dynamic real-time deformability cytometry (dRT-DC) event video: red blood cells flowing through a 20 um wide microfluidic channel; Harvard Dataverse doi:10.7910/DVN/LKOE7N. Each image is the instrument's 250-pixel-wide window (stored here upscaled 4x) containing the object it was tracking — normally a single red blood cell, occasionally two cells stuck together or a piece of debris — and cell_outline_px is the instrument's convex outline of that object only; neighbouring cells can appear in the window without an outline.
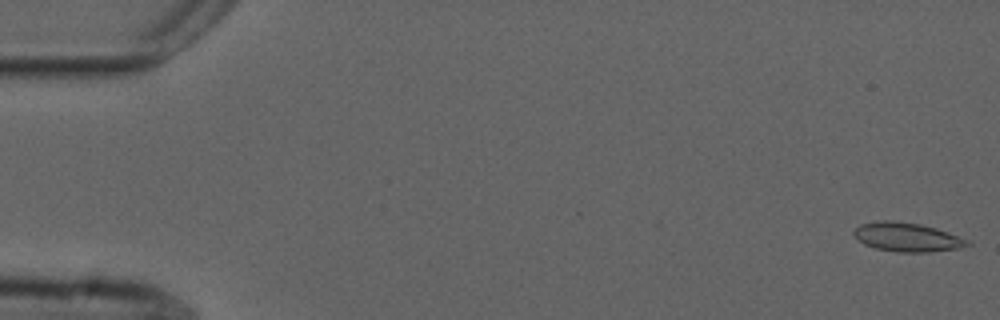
{"species": "common noctule bat (a hibernating species)", "species_latin": "Nyctalus noctula", "temperature_condition": "cold", "stored_images_in_passage": 54, "camera_frame_rate_fps": 3000, "um_per_image_px": 0.085, "animal": {"sex": "male", "forearm_length_mm": 52.5}, "frame": {"image": 1, "passage_image": 1, "time_ms": 0.0, "image_size_px": [1000, 320], "cell_outline_px": [[972, 244], [960, 248], [928, 252], [896, 252], [876, 248], [864, 244], [852, 232], [860, 224], [880, 220], [888, 220], [920, 224], [936, 228], [968, 240]], "centroid_in_image_um": [77.1, 20.16], "position_along_channel_um": 7.9, "area_um2": 18.96}}
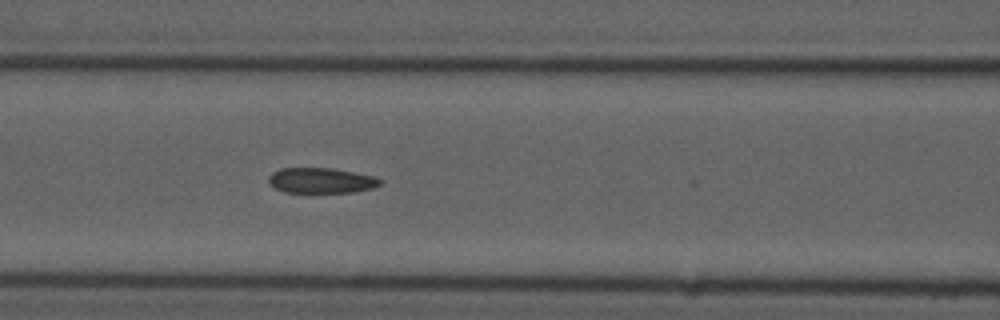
{"frame": {"image": 2, "passage_image": 23, "time_ms": 7.333, "image_size_px": [1000, 320], "cell_outline_px": [[384, 180], [380, 184], [372, 188], [352, 192], [284, 192], [276, 188], [268, 180], [268, 176], [272, 172], [280, 168], [332, 168], [376, 176]], "centroid_in_image_um": [27.32, 15.33], "position_along_channel_um": 139.3, "area_um2": 16.47}}
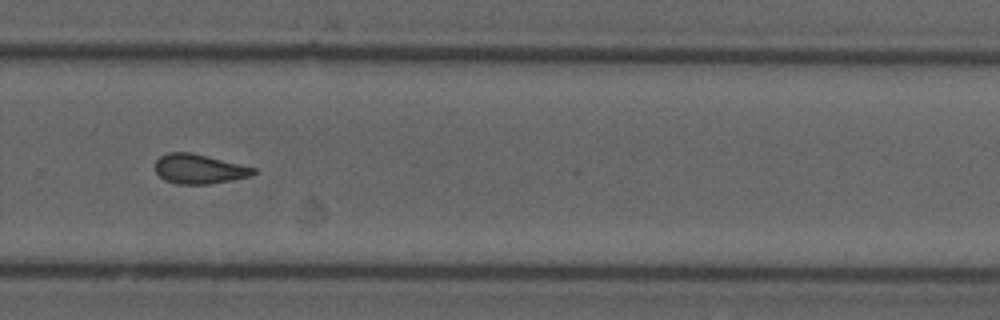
{"frame": {"image": 3, "passage_image": 37, "time_ms": 12.0, "image_size_px": [1000, 320], "cell_outline_px": [[256, 172], [252, 176], [232, 180], [208, 184], [176, 184], [164, 180], [156, 172], [156, 160], [160, 156], [168, 152], [192, 152], [256, 168]], "centroid_in_image_um": [16.93, 14.36], "position_along_channel_um": 312.9, "area_um2": 16.99}, "authors_computed_cell_mechanics": {"area_um2": 17.4556, "velocity_mm_per_s": 3.7262, "shape_relaxation_time_tau1_ms": null, "shape_relaxation_time_tau2_ms": 2.3185, "deformation_change_tau1": null, "deformation_change_tau2": 0.0823}}